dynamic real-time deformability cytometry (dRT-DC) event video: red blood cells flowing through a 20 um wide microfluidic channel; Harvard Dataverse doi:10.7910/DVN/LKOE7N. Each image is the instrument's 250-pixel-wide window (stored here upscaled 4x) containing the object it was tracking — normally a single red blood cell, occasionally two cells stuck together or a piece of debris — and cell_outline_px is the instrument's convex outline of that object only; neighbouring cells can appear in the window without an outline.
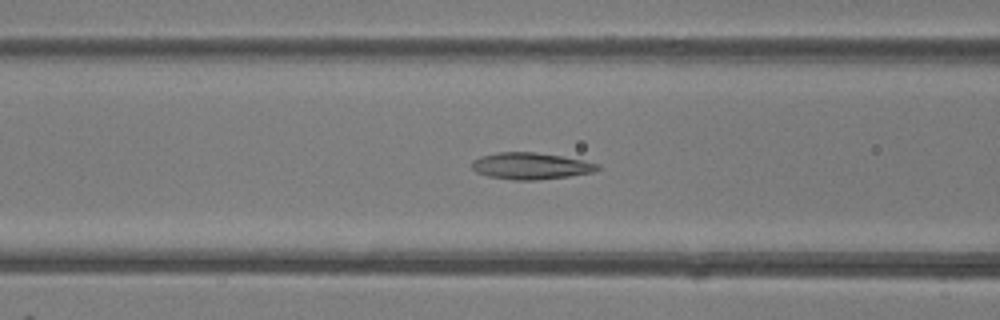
{"species": "common noctule bat (a hibernating species)", "species_latin": "Nyctalus noctula", "temperature_condition": "room temperature", "stored_images_in_passage": 40, "camera_frame_rate_fps": 3000, "um_per_image_px": 0.085, "animal": {"sex": "female"}, "frame": {"image": 1, "passage_image": 20, "time_ms": 6.333, "image_size_px": [1000, 320], "cell_outline_px": [[600, 168], [592, 172], [568, 176], [536, 180], [512, 180], [488, 176], [476, 172], [472, 168], [472, 160], [496, 152], [536, 152], [584, 160], [600, 164]], "centroid_in_image_um": [45.11, 14.11], "position_along_channel_um": 121.5, "area_um2": 19.42}}
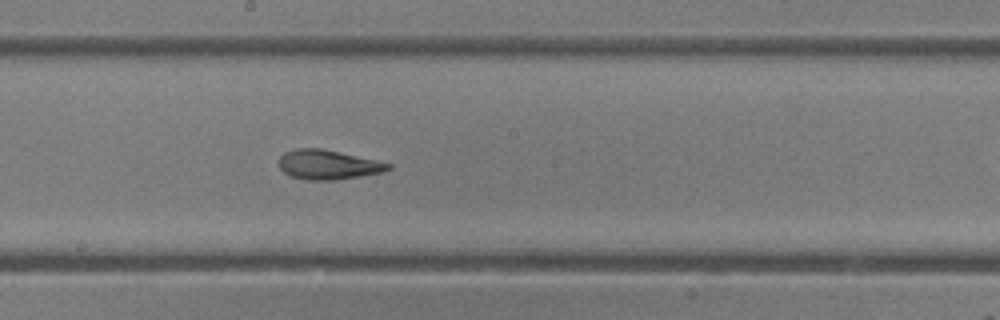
{"frame": {"image": 2, "passage_image": 27, "time_ms": 8.667, "image_size_px": [1000, 320], "cell_outline_px": [[392, 168], [384, 172], [336, 180], [308, 180], [292, 176], [284, 172], [280, 168], [280, 156], [284, 152], [296, 148], [320, 148], [392, 164]], "centroid_in_image_um": [27.88, 14.0], "position_along_channel_um": 220.3, "area_um2": 18.55}}
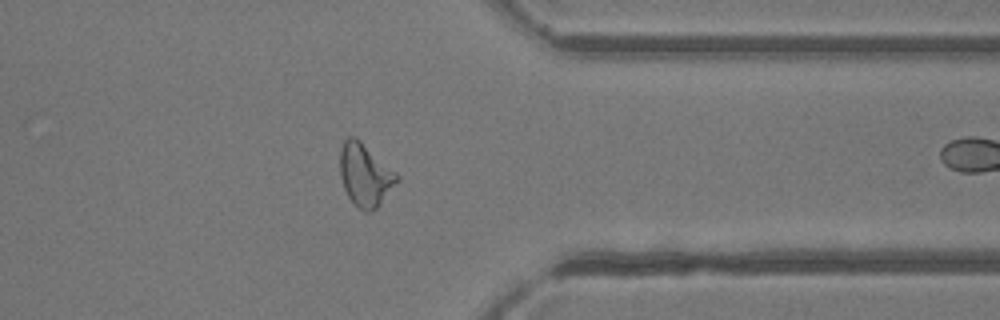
{"frame": {"image": 3, "passage_image": 39, "time_ms": 12.667, "image_size_px": [1000, 320], "cell_outline_px": [[400, 180], [380, 204], [372, 212], [368, 212], [360, 208], [348, 196], [344, 188], [340, 176], [340, 152], [344, 140], [348, 136], [356, 136], [396, 172], [400, 176]], "centroid_in_image_um": [31.05, 14.85], "position_along_channel_um": 380.4, "area_um2": 20.75}}